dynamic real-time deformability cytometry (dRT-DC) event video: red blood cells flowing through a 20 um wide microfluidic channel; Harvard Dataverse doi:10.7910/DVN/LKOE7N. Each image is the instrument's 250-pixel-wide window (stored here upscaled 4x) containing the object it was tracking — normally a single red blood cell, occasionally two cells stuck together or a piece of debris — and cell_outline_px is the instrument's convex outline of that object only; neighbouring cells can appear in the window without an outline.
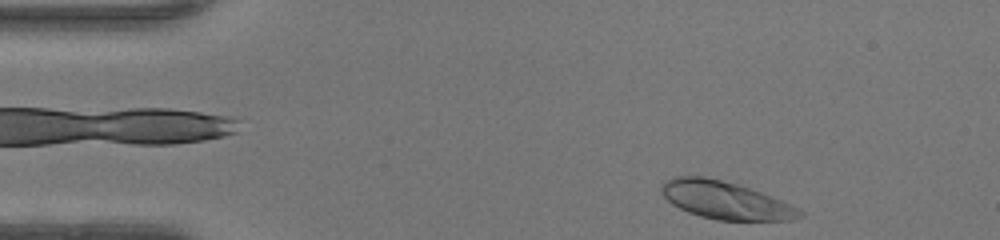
{"species": "human", "species_latin": "Homo sapiens", "temperature_condition": "warm", "stored_images_in_passage": 42, "camera_frame_rate_fps": 3000, "um_per_image_px": 0.085, "donor": {"sex": "female"}, "frame": {"image": 1, "passage_image": 1, "time_ms": 0.0, "image_size_px": [1000, 240], "cell_outline_px": [[804, 216], [792, 220], [716, 220], [700, 216], [688, 212], [672, 204], [660, 192], [660, 184], [664, 180], [676, 176], [704, 176], [736, 184], [772, 196], [800, 208], [804, 212]], "centroid_in_image_um": [61.65, 17.02], "position_along_channel_um": 23.3, "area_um2": 30.4}}
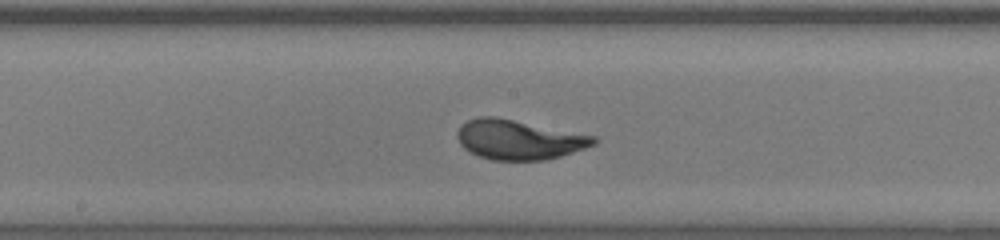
{"frame": {"image": 2, "passage_image": 19, "time_ms": 6.0, "image_size_px": [1000, 240], "cell_outline_px": [[600, 140], [596, 144], [548, 160], [492, 160], [468, 152], [460, 144], [456, 136], [456, 132], [468, 120], [480, 116], [496, 116], [596, 136]], "centroid_in_image_um": [44.11, 11.87], "position_along_channel_um": 204.1, "area_um2": 31.62}}
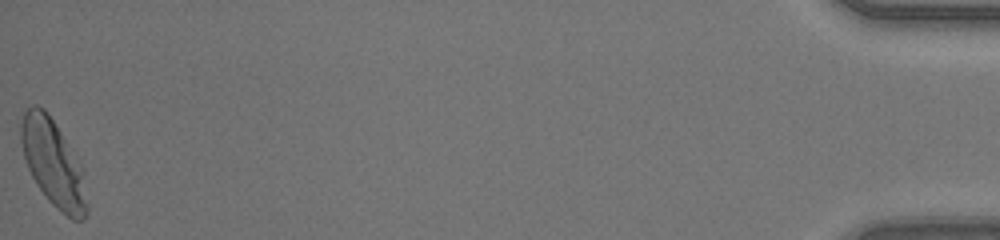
{"frame": {"image": 3, "passage_image": 42, "time_ms": 13.667, "image_size_px": [1000, 240], "cell_outline_px": [[88, 212], [84, 220], [72, 220], [56, 208], [48, 200], [36, 184], [28, 168], [24, 156], [20, 140], [20, 124], [24, 112], [32, 104], [36, 104], [44, 108], [60, 132], [80, 164], [88, 204]], "centroid_in_image_um": [4.5, 13.9], "position_along_channel_um": 430.7, "area_um2": 32.95}, "authors_computed_cell_mechanics": {"area_um2": 30.6918, "velocity_mm_per_s": 4.3462, "shape_relaxation_time_tau1_ms": 2.8414, "shape_relaxation_time_tau2_ms": null, "deformation_change_tau1": 0.1938, "deformation_change_tau2": null}}